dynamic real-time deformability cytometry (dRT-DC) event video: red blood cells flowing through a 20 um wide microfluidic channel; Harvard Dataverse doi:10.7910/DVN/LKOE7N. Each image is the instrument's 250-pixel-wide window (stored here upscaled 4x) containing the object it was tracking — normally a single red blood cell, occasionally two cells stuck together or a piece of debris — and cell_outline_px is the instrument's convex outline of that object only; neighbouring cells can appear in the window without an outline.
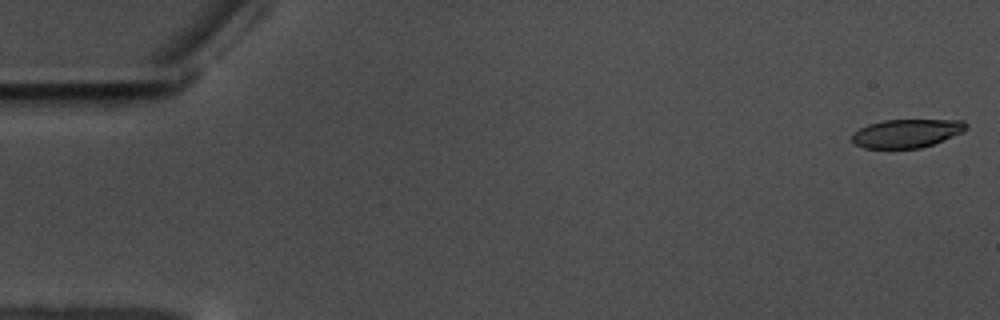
{"species": "common noctule bat (a hibernating species)", "species_latin": "Nyctalus noctula", "temperature_condition": "warm", "stored_images_in_passage": 58, "camera_frame_rate_fps": 3000, "um_per_image_px": 0.085, "animal": {"sex": "male", "body_mass_g": 17.5, "forearm_length_mm": 52.3}, "frame": {"image": 1, "passage_image": 1, "time_ms": 0.0, "image_size_px": [1000, 320], "cell_outline_px": [[968, 128], [964, 132], [932, 144], [920, 148], [864, 148], [856, 144], [852, 140], [852, 136], [860, 128], [868, 124], [884, 120], [964, 120], [968, 124]], "centroid_in_image_um": [77.11, 11.32], "position_along_channel_um": 7.9, "area_um2": 18.84}}
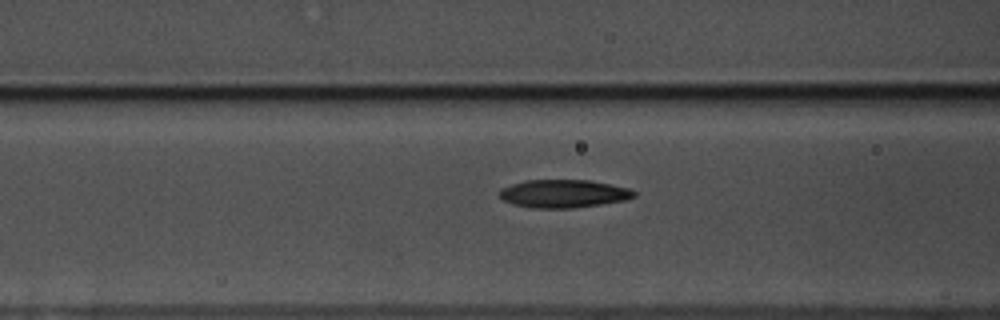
{"frame": {"image": 2, "passage_image": 23, "time_ms": 7.333, "image_size_px": [1000, 320], "cell_outline_px": [[636, 196], [624, 200], [600, 204], [572, 208], [536, 208], [516, 204], [504, 200], [500, 196], [500, 188], [524, 180], [588, 180], [612, 184], [628, 188], [636, 192]], "centroid_in_image_um": [47.92, 16.45], "position_along_channel_um": 118.7, "area_um2": 21.79}}
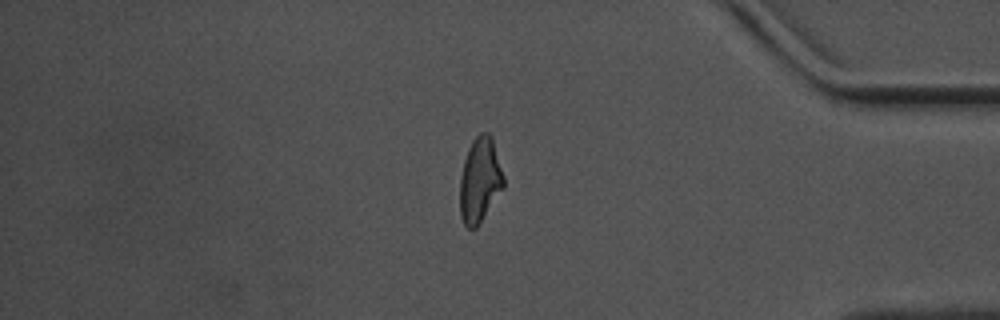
{"frame": {"image": 3, "passage_image": 49, "time_ms": 16.0, "image_size_px": [1000, 320], "cell_outline_px": [[504, 188], [476, 228], [468, 228], [464, 224], [460, 216], [460, 176], [464, 160], [468, 148], [472, 140], [480, 132], [488, 132], [492, 136], [504, 176]], "centroid_in_image_um": [40.79, 15.29], "position_along_channel_um": 394.4, "area_um2": 21.79}, "authors_computed_cell_mechanics": {"area_um2": 21.4438, "velocity_mm_per_s": 3.5089, "shape_relaxation_time_tau1_ms": 6.0765, "shape_relaxation_time_tau2_ms": 6.0977, "deformation_change_tau1": 0.2, "deformation_change_tau2": 0.1446}}